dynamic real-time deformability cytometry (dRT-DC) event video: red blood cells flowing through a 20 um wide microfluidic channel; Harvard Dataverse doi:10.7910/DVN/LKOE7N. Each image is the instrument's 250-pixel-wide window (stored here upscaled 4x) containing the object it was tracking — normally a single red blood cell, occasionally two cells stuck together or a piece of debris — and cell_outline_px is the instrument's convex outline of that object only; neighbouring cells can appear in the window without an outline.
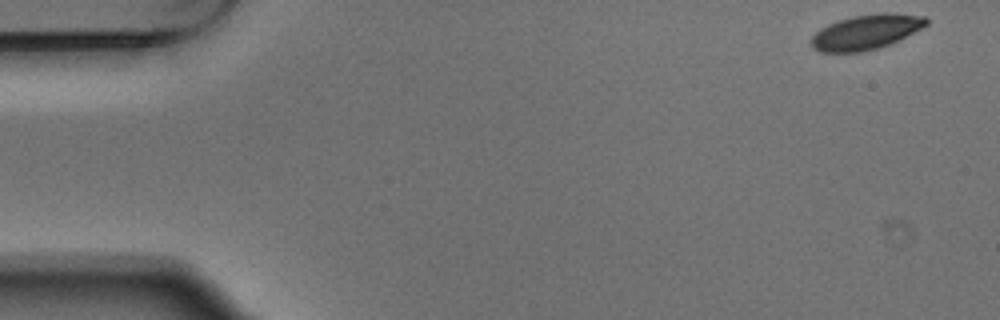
{"species": "Egyptian fruit bat (a non-hibernating species)", "species_latin": "Rousettus aegyptiacus", "temperature_condition": "warm", "stored_images_in_passage": 5, "camera_frame_rate_fps": 3000, "um_per_image_px": 0.085, "animal": {"sex": "male"}, "frame": {"image": 1, "passage_image": 1, "time_ms": 0.0, "image_size_px": [1000, 320], "cell_outline_px": [[928, 24], [888, 44], [876, 48], [860, 52], [820, 52], [812, 48], [812, 36], [820, 28], [828, 24], [852, 16], [884, 12], [924, 16], [928, 20]], "centroid_in_image_um": [73.57, 2.71], "position_along_channel_um": 11.4, "area_um2": 22.89}}
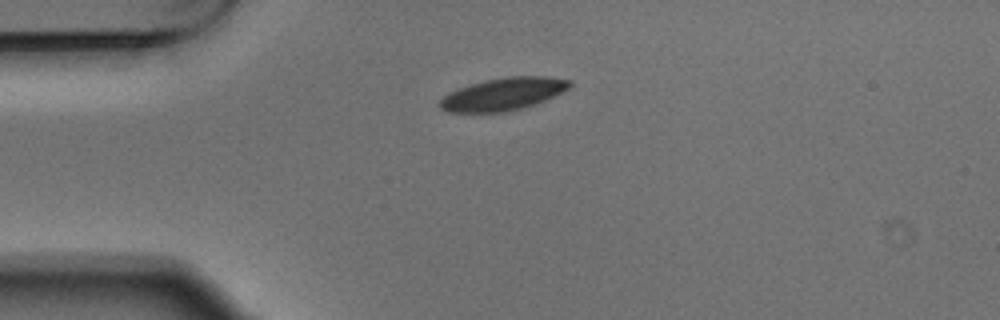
{"frame": {"image": 2, "passage_image": 4, "time_ms": 1.0, "image_size_px": [1000, 320], "cell_outline_px": [[572, 84], [568, 88], [544, 100], [520, 108], [500, 112], [448, 112], [440, 108], [440, 100], [448, 92], [484, 80], [508, 76], [548, 76], [572, 80]], "centroid_in_image_um": [42.76, 7.98], "position_along_channel_um": 42.2, "area_um2": 24.22}}